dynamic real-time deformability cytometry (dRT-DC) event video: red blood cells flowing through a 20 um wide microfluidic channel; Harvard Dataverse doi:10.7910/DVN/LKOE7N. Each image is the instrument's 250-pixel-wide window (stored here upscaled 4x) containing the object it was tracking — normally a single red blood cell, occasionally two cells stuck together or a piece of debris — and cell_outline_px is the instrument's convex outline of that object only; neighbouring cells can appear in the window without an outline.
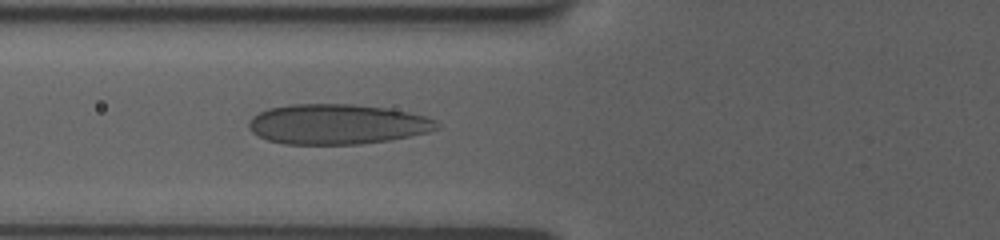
{"species": "human", "species_latin": "Homo sapiens", "temperature_condition": "room temperature", "stored_images_in_passage": 8, "camera_frame_rate_fps": 3000, "um_per_image_px": 0.085, "donor": {"sex": "female"}, "frame": {"image": 1, "passage_image": 8, "time_ms": 3.667, "image_size_px": [1000, 240], "cell_outline_px": [[436, 128], [424, 132], [408, 136], [388, 140], [360, 144], [284, 144], [268, 140], [252, 132], [248, 124], [252, 116], [260, 112], [272, 108], [292, 104], [352, 104], [388, 108], [424, 116], [432, 120]], "centroid_in_image_um": [28.58, 10.55], "position_along_channel_um": 97.2, "area_um2": 43.23}}